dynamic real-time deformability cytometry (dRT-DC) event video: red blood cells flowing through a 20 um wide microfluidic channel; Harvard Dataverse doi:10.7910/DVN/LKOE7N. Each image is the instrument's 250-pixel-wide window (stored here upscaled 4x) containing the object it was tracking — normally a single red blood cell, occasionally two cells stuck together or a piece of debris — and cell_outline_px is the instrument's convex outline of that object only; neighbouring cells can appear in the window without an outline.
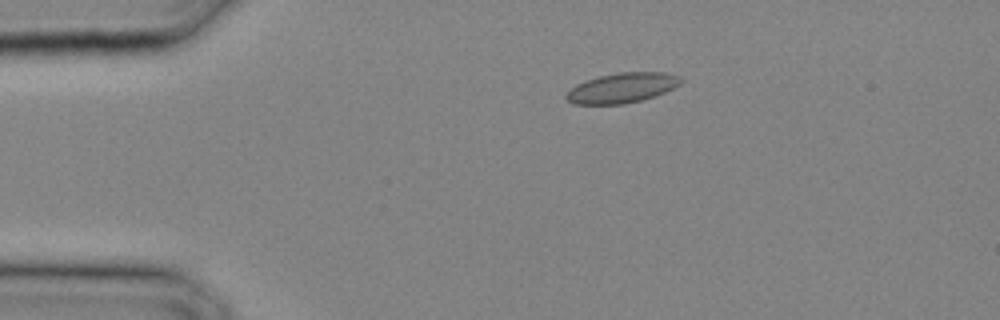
{"species": "common noctule bat (a hibernating species)", "species_latin": "Nyctalus noctula", "temperature_condition": "cold", "stored_images_in_passage": 13, "camera_frame_rate_fps": 3000, "um_per_image_px": 0.085, "animal": {"sex": "male", "body_mass_g": 20.4}, "frame": {"image": 1, "passage_image": 1, "time_ms": 0.0, "image_size_px": [1000, 320], "cell_outline_px": [[684, 80], [680, 84], [664, 92], [640, 100], [624, 104], [572, 104], [564, 96], [576, 84], [584, 80], [616, 72], [664, 72], [680, 76]], "centroid_in_image_um": [52.86, 7.46], "position_along_channel_um": 32.1, "area_um2": 19.94}}
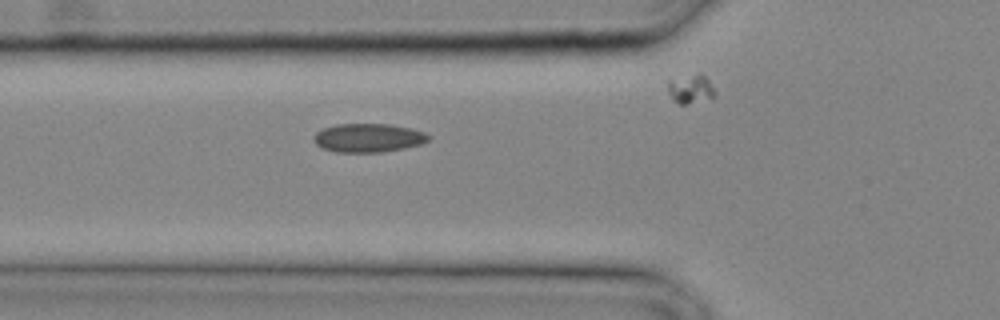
{"frame": {"image": 2, "passage_image": 6, "time_ms": 1.667, "image_size_px": [1000, 320], "cell_outline_px": [[428, 140], [420, 144], [404, 148], [380, 152], [336, 152], [324, 148], [316, 144], [316, 132], [324, 128], [336, 124], [392, 124], [412, 128], [424, 132], [428, 136]], "centroid_in_image_um": [31.33, 11.71], "position_along_channel_um": 94.5, "area_um2": 18.9}}
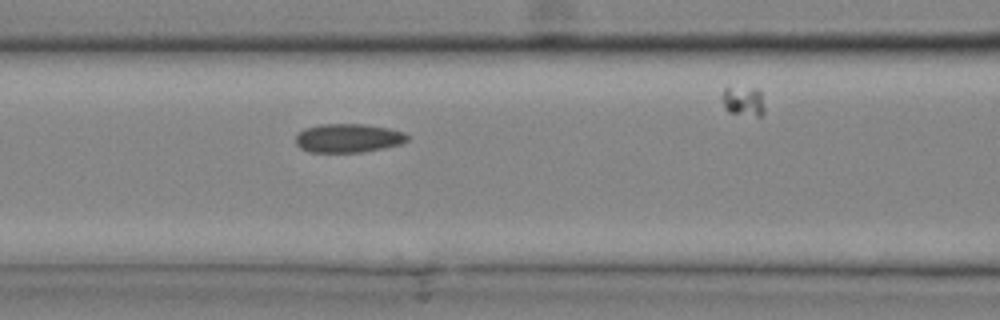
{"frame": {"image": 3, "passage_image": 8, "time_ms": 2.333, "image_size_px": [1000, 320], "cell_outline_px": [[408, 140], [400, 144], [384, 148], [360, 152], [308, 152], [300, 148], [296, 144], [296, 136], [304, 128], [320, 124], [364, 124], [388, 128], [404, 132], [408, 136]], "centroid_in_image_um": [29.58, 11.74], "position_along_channel_um": 137.0, "area_um2": 18.73}}